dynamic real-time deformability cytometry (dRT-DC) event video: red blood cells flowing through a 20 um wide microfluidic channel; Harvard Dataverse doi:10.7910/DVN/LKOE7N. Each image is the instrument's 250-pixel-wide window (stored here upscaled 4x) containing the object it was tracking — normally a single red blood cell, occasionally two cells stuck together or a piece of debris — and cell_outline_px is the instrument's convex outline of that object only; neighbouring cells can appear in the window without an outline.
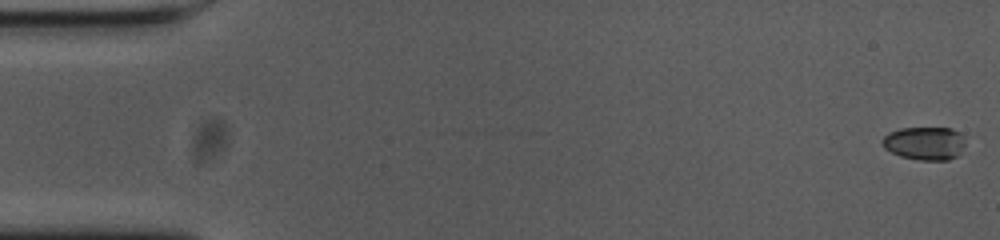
{"species": "common noctule bat (a hibernating species)", "species_latin": "Nyctalus noctula", "temperature_condition": "cold", "stored_images_in_passage": 56, "camera_frame_rate_fps": 3000, "um_per_image_px": 0.085, "animal": {"sex": "female", "body_mass_g": 23.0, "forearm_length_mm": 53.4}, "frame": {"image": 1, "passage_image": 1, "time_ms": 0.0, "image_size_px": [1000, 240], "cell_outline_px": [[964, 144], [956, 156], [948, 160], [920, 160], [900, 156], [884, 148], [880, 144], [880, 140], [888, 132], [900, 128], [952, 128], [960, 132]], "centroid_in_image_um": [78.53, 12.17], "position_along_channel_um": 6.5, "area_um2": 16.07}}
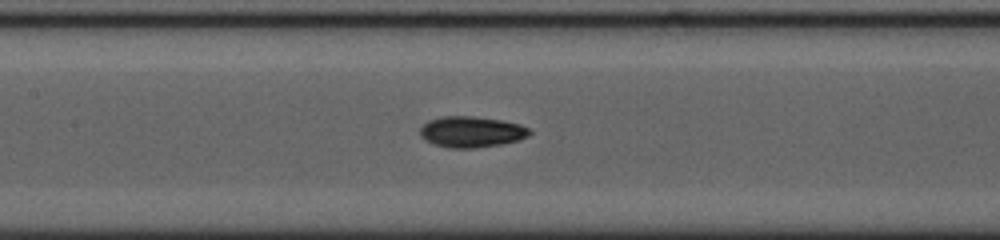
{"frame": {"image": 2, "passage_image": 26, "time_ms": 8.333, "image_size_px": [1000, 240], "cell_outline_px": [[532, 132], [528, 136], [516, 140], [500, 144], [472, 148], [452, 148], [436, 144], [420, 136], [420, 128], [428, 120], [440, 116], [476, 116], [500, 120], [520, 124], [528, 128]], "centroid_in_image_um": [40.06, 11.19], "position_along_channel_um": 167.3, "area_um2": 19.54}}
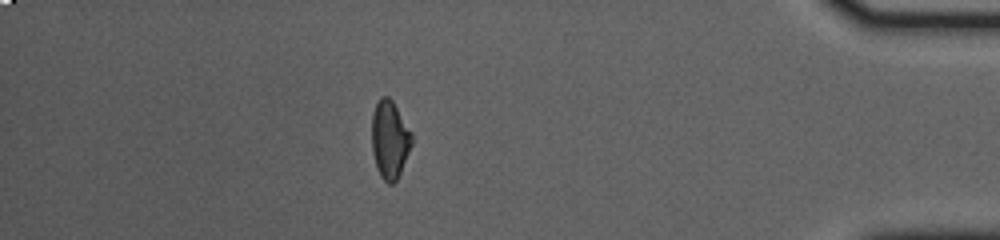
{"frame": {"image": 3, "passage_image": 49, "time_ms": 16.0, "image_size_px": [1000, 240], "cell_outline_px": [[412, 144], [400, 172], [396, 180], [392, 184], [388, 184], [380, 176], [376, 168], [372, 152], [372, 112], [380, 96], [388, 96], [392, 100], [412, 132]], "centroid_in_image_um": [33.11, 11.85], "position_along_channel_um": 402.1, "area_um2": 18.21}, "authors_computed_cell_mechanics": {"area_um2": 17.9758, "velocity_mm_per_s": 3.667, "shape_relaxation_time_tau1_ms": 2.8018, "shape_relaxation_time_tau2_ms": 2.5726, "deformation_change_tau1": 0.1337, "deformation_change_tau2": 0.0862}}